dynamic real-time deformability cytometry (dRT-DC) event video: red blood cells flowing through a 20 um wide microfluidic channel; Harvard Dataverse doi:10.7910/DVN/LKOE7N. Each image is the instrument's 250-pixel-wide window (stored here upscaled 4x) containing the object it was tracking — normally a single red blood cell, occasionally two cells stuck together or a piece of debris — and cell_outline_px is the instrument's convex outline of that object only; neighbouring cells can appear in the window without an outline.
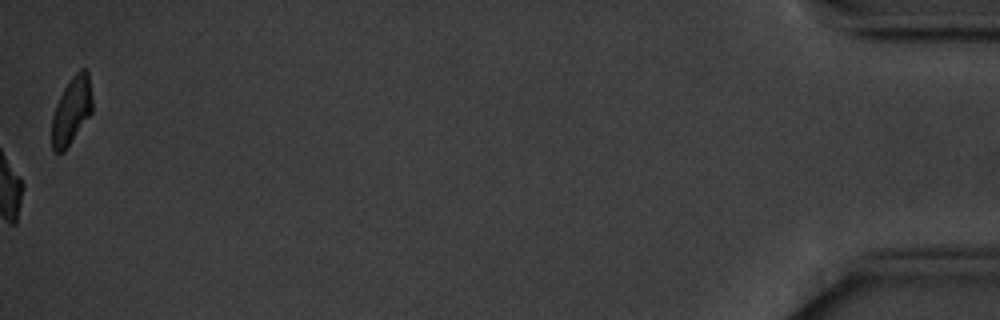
{"species": "common noctule bat (a hibernating species)", "species_latin": "Nyctalus noctula", "temperature_condition": "cold", "stored_images_in_passage": 49, "camera_frame_rate_fps": 3000, "um_per_image_px": 0.085, "animal": {"sex": "male", "body_mass_g": 20.1, "forearm_length_mm": 53.5}, "frame": {"image": 1, "passage_image": 49, "time_ms": 16.0, "image_size_px": [1000, 320], "cell_outline_px": [[92, 112], [64, 152], [52, 152], [52, 116], [56, 104], [64, 88], [72, 76], [80, 68], [84, 68], [88, 72], [92, 96]], "centroid_in_image_um": [6.08, 9.4], "position_along_channel_um": 429.1, "area_um2": 15.84}, "authors_computed_cell_mechanics": {"area_um2": 18.785, "velocity_mm_per_s": 3.5185, "shape_relaxation_time_tau1_ms": 2.0328, "shape_relaxation_time_tau2_ms": null, "deformation_change_tau1": 0.1011, "deformation_change_tau2": null}}